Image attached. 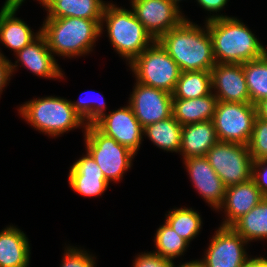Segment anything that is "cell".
Instances as JSON below:
<instances>
[{"mask_svg": "<svg viewBox=\"0 0 267 267\" xmlns=\"http://www.w3.org/2000/svg\"><path fill=\"white\" fill-rule=\"evenodd\" d=\"M16 54L19 57L18 61L35 75L53 79L63 77V73L53 57V53L48 48L45 37L41 33Z\"/></svg>", "mask_w": 267, "mask_h": 267, "instance_id": "ac0fdd59", "label": "cell"}, {"mask_svg": "<svg viewBox=\"0 0 267 267\" xmlns=\"http://www.w3.org/2000/svg\"><path fill=\"white\" fill-rule=\"evenodd\" d=\"M133 267H175L174 262L156 253H142L135 258Z\"/></svg>", "mask_w": 267, "mask_h": 267, "instance_id": "d6a6232c", "label": "cell"}, {"mask_svg": "<svg viewBox=\"0 0 267 267\" xmlns=\"http://www.w3.org/2000/svg\"><path fill=\"white\" fill-rule=\"evenodd\" d=\"M95 259L86 251L68 247L60 267H95Z\"/></svg>", "mask_w": 267, "mask_h": 267, "instance_id": "1f68e13d", "label": "cell"}, {"mask_svg": "<svg viewBox=\"0 0 267 267\" xmlns=\"http://www.w3.org/2000/svg\"><path fill=\"white\" fill-rule=\"evenodd\" d=\"M256 119L255 105L218 101L212 122L218 141L248 145Z\"/></svg>", "mask_w": 267, "mask_h": 267, "instance_id": "9c48e42d", "label": "cell"}, {"mask_svg": "<svg viewBox=\"0 0 267 267\" xmlns=\"http://www.w3.org/2000/svg\"><path fill=\"white\" fill-rule=\"evenodd\" d=\"M211 71L181 72L173 98L191 99L207 96L212 91Z\"/></svg>", "mask_w": 267, "mask_h": 267, "instance_id": "484cf974", "label": "cell"}, {"mask_svg": "<svg viewBox=\"0 0 267 267\" xmlns=\"http://www.w3.org/2000/svg\"><path fill=\"white\" fill-rule=\"evenodd\" d=\"M206 24L216 63L243 64L267 53V49L237 18L212 15Z\"/></svg>", "mask_w": 267, "mask_h": 267, "instance_id": "7a4b0ae2", "label": "cell"}, {"mask_svg": "<svg viewBox=\"0 0 267 267\" xmlns=\"http://www.w3.org/2000/svg\"><path fill=\"white\" fill-rule=\"evenodd\" d=\"M264 197L252 178L240 184L226 187L225 197L219 209L224 208L227 217L221 226H231Z\"/></svg>", "mask_w": 267, "mask_h": 267, "instance_id": "e0dca14e", "label": "cell"}, {"mask_svg": "<svg viewBox=\"0 0 267 267\" xmlns=\"http://www.w3.org/2000/svg\"><path fill=\"white\" fill-rule=\"evenodd\" d=\"M137 82L174 93L181 70L166 50L156 40L131 63Z\"/></svg>", "mask_w": 267, "mask_h": 267, "instance_id": "8992f818", "label": "cell"}, {"mask_svg": "<svg viewBox=\"0 0 267 267\" xmlns=\"http://www.w3.org/2000/svg\"><path fill=\"white\" fill-rule=\"evenodd\" d=\"M26 235L16 227L8 226L0 232V267H27L30 247Z\"/></svg>", "mask_w": 267, "mask_h": 267, "instance_id": "ffe728a7", "label": "cell"}, {"mask_svg": "<svg viewBox=\"0 0 267 267\" xmlns=\"http://www.w3.org/2000/svg\"><path fill=\"white\" fill-rule=\"evenodd\" d=\"M211 84L218 101L249 103L250 97L242 64L216 63L211 69Z\"/></svg>", "mask_w": 267, "mask_h": 267, "instance_id": "5bb4252c", "label": "cell"}, {"mask_svg": "<svg viewBox=\"0 0 267 267\" xmlns=\"http://www.w3.org/2000/svg\"><path fill=\"white\" fill-rule=\"evenodd\" d=\"M231 227L247 242L267 238V197L237 219Z\"/></svg>", "mask_w": 267, "mask_h": 267, "instance_id": "cb8c5ba5", "label": "cell"}, {"mask_svg": "<svg viewBox=\"0 0 267 267\" xmlns=\"http://www.w3.org/2000/svg\"><path fill=\"white\" fill-rule=\"evenodd\" d=\"M187 172L198 193L214 209H219L225 197L226 186L205 156L184 159Z\"/></svg>", "mask_w": 267, "mask_h": 267, "instance_id": "9a60e30c", "label": "cell"}, {"mask_svg": "<svg viewBox=\"0 0 267 267\" xmlns=\"http://www.w3.org/2000/svg\"><path fill=\"white\" fill-rule=\"evenodd\" d=\"M244 267H267V259L264 257L250 258Z\"/></svg>", "mask_w": 267, "mask_h": 267, "instance_id": "74e56055", "label": "cell"}, {"mask_svg": "<svg viewBox=\"0 0 267 267\" xmlns=\"http://www.w3.org/2000/svg\"><path fill=\"white\" fill-rule=\"evenodd\" d=\"M19 108V113L31 126L50 136L56 137L86 124L75 112L71 101L61 97L49 96L30 100Z\"/></svg>", "mask_w": 267, "mask_h": 267, "instance_id": "5b68a950", "label": "cell"}, {"mask_svg": "<svg viewBox=\"0 0 267 267\" xmlns=\"http://www.w3.org/2000/svg\"><path fill=\"white\" fill-rule=\"evenodd\" d=\"M92 99H78L76 102H72L75 112L86 121V125H93L98 119H100L105 113V100L102 97L101 102Z\"/></svg>", "mask_w": 267, "mask_h": 267, "instance_id": "4dcf8cb0", "label": "cell"}, {"mask_svg": "<svg viewBox=\"0 0 267 267\" xmlns=\"http://www.w3.org/2000/svg\"><path fill=\"white\" fill-rule=\"evenodd\" d=\"M132 10L156 41L186 18L170 0H131Z\"/></svg>", "mask_w": 267, "mask_h": 267, "instance_id": "8fae6325", "label": "cell"}, {"mask_svg": "<svg viewBox=\"0 0 267 267\" xmlns=\"http://www.w3.org/2000/svg\"><path fill=\"white\" fill-rule=\"evenodd\" d=\"M68 180L75 192L88 197L101 195L109 184L88 152L71 166Z\"/></svg>", "mask_w": 267, "mask_h": 267, "instance_id": "2e32d148", "label": "cell"}, {"mask_svg": "<svg viewBox=\"0 0 267 267\" xmlns=\"http://www.w3.org/2000/svg\"><path fill=\"white\" fill-rule=\"evenodd\" d=\"M175 232L185 239L188 243L201 229V217L192 208H179L166 214V221Z\"/></svg>", "mask_w": 267, "mask_h": 267, "instance_id": "83f0119b", "label": "cell"}, {"mask_svg": "<svg viewBox=\"0 0 267 267\" xmlns=\"http://www.w3.org/2000/svg\"><path fill=\"white\" fill-rule=\"evenodd\" d=\"M155 245L157 251L154 253L172 261L175 257L183 255L189 243L165 222L156 232Z\"/></svg>", "mask_w": 267, "mask_h": 267, "instance_id": "f1b7e54d", "label": "cell"}, {"mask_svg": "<svg viewBox=\"0 0 267 267\" xmlns=\"http://www.w3.org/2000/svg\"><path fill=\"white\" fill-rule=\"evenodd\" d=\"M252 179L261 193L267 197V159L253 160Z\"/></svg>", "mask_w": 267, "mask_h": 267, "instance_id": "836d02e7", "label": "cell"}, {"mask_svg": "<svg viewBox=\"0 0 267 267\" xmlns=\"http://www.w3.org/2000/svg\"><path fill=\"white\" fill-rule=\"evenodd\" d=\"M100 132L114 138L134 154L140 147L144 128L134 115L130 105L104 114L93 124Z\"/></svg>", "mask_w": 267, "mask_h": 267, "instance_id": "4fadbf2b", "label": "cell"}, {"mask_svg": "<svg viewBox=\"0 0 267 267\" xmlns=\"http://www.w3.org/2000/svg\"><path fill=\"white\" fill-rule=\"evenodd\" d=\"M250 103L267 98V53L258 59L242 64Z\"/></svg>", "mask_w": 267, "mask_h": 267, "instance_id": "4316f807", "label": "cell"}, {"mask_svg": "<svg viewBox=\"0 0 267 267\" xmlns=\"http://www.w3.org/2000/svg\"><path fill=\"white\" fill-rule=\"evenodd\" d=\"M38 1H40V3H42L43 6L47 2V0H38ZM22 2H24V0H6L4 6H2V7L19 8V6H21Z\"/></svg>", "mask_w": 267, "mask_h": 267, "instance_id": "f35d334b", "label": "cell"}, {"mask_svg": "<svg viewBox=\"0 0 267 267\" xmlns=\"http://www.w3.org/2000/svg\"><path fill=\"white\" fill-rule=\"evenodd\" d=\"M103 21H106L111 44L117 53L129 60V64L155 41L136 18L133 10L106 4L101 20V32Z\"/></svg>", "mask_w": 267, "mask_h": 267, "instance_id": "277c9868", "label": "cell"}, {"mask_svg": "<svg viewBox=\"0 0 267 267\" xmlns=\"http://www.w3.org/2000/svg\"><path fill=\"white\" fill-rule=\"evenodd\" d=\"M248 149L253 160L267 159V121L256 117Z\"/></svg>", "mask_w": 267, "mask_h": 267, "instance_id": "f546056e", "label": "cell"}, {"mask_svg": "<svg viewBox=\"0 0 267 267\" xmlns=\"http://www.w3.org/2000/svg\"><path fill=\"white\" fill-rule=\"evenodd\" d=\"M218 99L212 92L191 99H172V116L182 125L212 120Z\"/></svg>", "mask_w": 267, "mask_h": 267, "instance_id": "44dd1931", "label": "cell"}, {"mask_svg": "<svg viewBox=\"0 0 267 267\" xmlns=\"http://www.w3.org/2000/svg\"><path fill=\"white\" fill-rule=\"evenodd\" d=\"M17 65H13L4 55L0 52V93L2 89L6 86L7 81L10 80L12 72H14Z\"/></svg>", "mask_w": 267, "mask_h": 267, "instance_id": "e575fe53", "label": "cell"}, {"mask_svg": "<svg viewBox=\"0 0 267 267\" xmlns=\"http://www.w3.org/2000/svg\"><path fill=\"white\" fill-rule=\"evenodd\" d=\"M182 125L173 117L147 125L143 134L147 135L157 147L178 152L181 147Z\"/></svg>", "mask_w": 267, "mask_h": 267, "instance_id": "d4e9b609", "label": "cell"}, {"mask_svg": "<svg viewBox=\"0 0 267 267\" xmlns=\"http://www.w3.org/2000/svg\"><path fill=\"white\" fill-rule=\"evenodd\" d=\"M172 94L136 82L129 105L143 128L172 116Z\"/></svg>", "mask_w": 267, "mask_h": 267, "instance_id": "7c38bea8", "label": "cell"}, {"mask_svg": "<svg viewBox=\"0 0 267 267\" xmlns=\"http://www.w3.org/2000/svg\"><path fill=\"white\" fill-rule=\"evenodd\" d=\"M185 19L157 41L179 66L181 72L211 71L216 65L213 43L208 31Z\"/></svg>", "mask_w": 267, "mask_h": 267, "instance_id": "6da1fadb", "label": "cell"}, {"mask_svg": "<svg viewBox=\"0 0 267 267\" xmlns=\"http://www.w3.org/2000/svg\"><path fill=\"white\" fill-rule=\"evenodd\" d=\"M205 157L226 187L252 178L253 158L248 145L218 141Z\"/></svg>", "mask_w": 267, "mask_h": 267, "instance_id": "ba28073f", "label": "cell"}, {"mask_svg": "<svg viewBox=\"0 0 267 267\" xmlns=\"http://www.w3.org/2000/svg\"><path fill=\"white\" fill-rule=\"evenodd\" d=\"M256 117L267 121V98L258 101L255 104Z\"/></svg>", "mask_w": 267, "mask_h": 267, "instance_id": "8d00e7d4", "label": "cell"}, {"mask_svg": "<svg viewBox=\"0 0 267 267\" xmlns=\"http://www.w3.org/2000/svg\"><path fill=\"white\" fill-rule=\"evenodd\" d=\"M228 0H197V2L207 11L217 12L223 9Z\"/></svg>", "mask_w": 267, "mask_h": 267, "instance_id": "d590c367", "label": "cell"}, {"mask_svg": "<svg viewBox=\"0 0 267 267\" xmlns=\"http://www.w3.org/2000/svg\"><path fill=\"white\" fill-rule=\"evenodd\" d=\"M218 142L212 120L184 125L181 132V147L184 159L205 156Z\"/></svg>", "mask_w": 267, "mask_h": 267, "instance_id": "d6986e66", "label": "cell"}, {"mask_svg": "<svg viewBox=\"0 0 267 267\" xmlns=\"http://www.w3.org/2000/svg\"><path fill=\"white\" fill-rule=\"evenodd\" d=\"M18 8L2 7L0 11V41L14 52L29 45L41 33L35 35L21 19L14 17Z\"/></svg>", "mask_w": 267, "mask_h": 267, "instance_id": "7402d4cb", "label": "cell"}, {"mask_svg": "<svg viewBox=\"0 0 267 267\" xmlns=\"http://www.w3.org/2000/svg\"><path fill=\"white\" fill-rule=\"evenodd\" d=\"M178 267H204V265L201 261L196 260L181 264Z\"/></svg>", "mask_w": 267, "mask_h": 267, "instance_id": "ab89813d", "label": "cell"}, {"mask_svg": "<svg viewBox=\"0 0 267 267\" xmlns=\"http://www.w3.org/2000/svg\"><path fill=\"white\" fill-rule=\"evenodd\" d=\"M246 243L231 226H220L200 261L204 267H244L250 260L244 249Z\"/></svg>", "mask_w": 267, "mask_h": 267, "instance_id": "30bf717a", "label": "cell"}, {"mask_svg": "<svg viewBox=\"0 0 267 267\" xmlns=\"http://www.w3.org/2000/svg\"><path fill=\"white\" fill-rule=\"evenodd\" d=\"M177 8H179V5H178V3H179V1H181V0H170Z\"/></svg>", "mask_w": 267, "mask_h": 267, "instance_id": "60d3db41", "label": "cell"}, {"mask_svg": "<svg viewBox=\"0 0 267 267\" xmlns=\"http://www.w3.org/2000/svg\"><path fill=\"white\" fill-rule=\"evenodd\" d=\"M106 4L102 0H47L44 7L48 11L46 18L102 20Z\"/></svg>", "mask_w": 267, "mask_h": 267, "instance_id": "603a6c76", "label": "cell"}, {"mask_svg": "<svg viewBox=\"0 0 267 267\" xmlns=\"http://www.w3.org/2000/svg\"><path fill=\"white\" fill-rule=\"evenodd\" d=\"M40 30L51 52L66 57L80 56L93 48L101 34V20L46 18Z\"/></svg>", "mask_w": 267, "mask_h": 267, "instance_id": "3957f363", "label": "cell"}, {"mask_svg": "<svg viewBox=\"0 0 267 267\" xmlns=\"http://www.w3.org/2000/svg\"><path fill=\"white\" fill-rule=\"evenodd\" d=\"M87 152L96 161L108 182L119 181L131 167L135 154L114 138L100 132L94 125L85 126Z\"/></svg>", "mask_w": 267, "mask_h": 267, "instance_id": "52a82bcc", "label": "cell"}]
</instances>
